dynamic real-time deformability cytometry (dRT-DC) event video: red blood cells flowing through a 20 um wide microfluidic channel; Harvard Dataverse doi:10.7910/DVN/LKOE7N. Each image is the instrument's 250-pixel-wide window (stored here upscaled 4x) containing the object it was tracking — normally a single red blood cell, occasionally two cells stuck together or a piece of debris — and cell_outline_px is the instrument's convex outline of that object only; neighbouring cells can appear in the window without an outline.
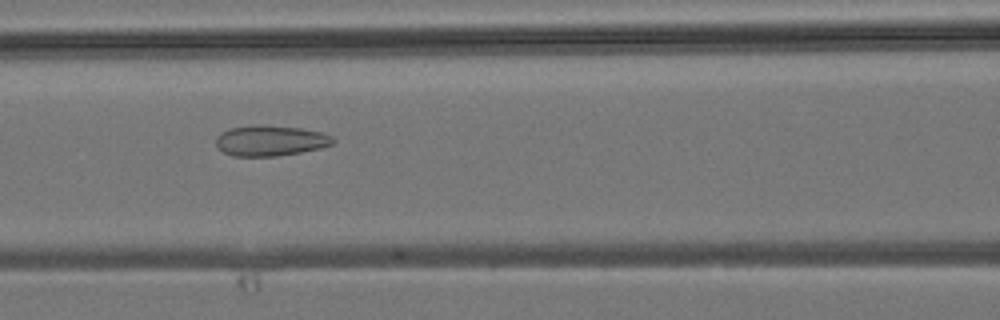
{"species": "common noctule bat (a hibernating species)", "species_latin": "Nyctalus noctula", "temperature_condition": "room temperature", "stored_images_in_passage": 8, "camera_frame_rate_fps": 3000, "um_per_image_px": 0.085, "animal": {"sex": "male", "body_mass_g": 19.2, "forearm_length_mm": 51.8}, "frame": {"image": 1, "passage_image": 7, "time_ms": 7.0, "image_size_px": [1000, 320], "cell_outline_px": [[336, 140], [332, 144], [320, 148], [300, 152], [276, 156], [232, 156], [224, 152], [216, 144], [216, 136], [220, 132], [232, 128], [252, 124], [260, 124], [300, 128], [320, 132], [332, 136]], "centroid_in_image_um": [22.97, 11.94], "position_along_channel_um": 143.6, "area_um2": 20.87}}
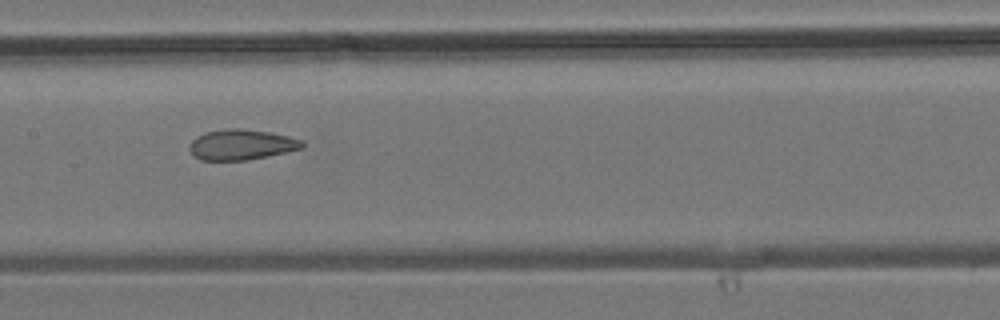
{"frame": {"image": 2, "passage_image": 8, "time_ms": 8.0, "image_size_px": [1000, 320], "cell_outline_px": [[304, 148], [268, 156], [244, 160], [200, 160], [188, 148], [188, 144], [196, 136], [204, 132], [228, 128], [236, 128], [272, 132], [288, 136], [300, 140], [304, 144]], "centroid_in_image_um": [20.5, 12.28], "position_along_channel_um": 186.9, "area_um2": 20.0}}